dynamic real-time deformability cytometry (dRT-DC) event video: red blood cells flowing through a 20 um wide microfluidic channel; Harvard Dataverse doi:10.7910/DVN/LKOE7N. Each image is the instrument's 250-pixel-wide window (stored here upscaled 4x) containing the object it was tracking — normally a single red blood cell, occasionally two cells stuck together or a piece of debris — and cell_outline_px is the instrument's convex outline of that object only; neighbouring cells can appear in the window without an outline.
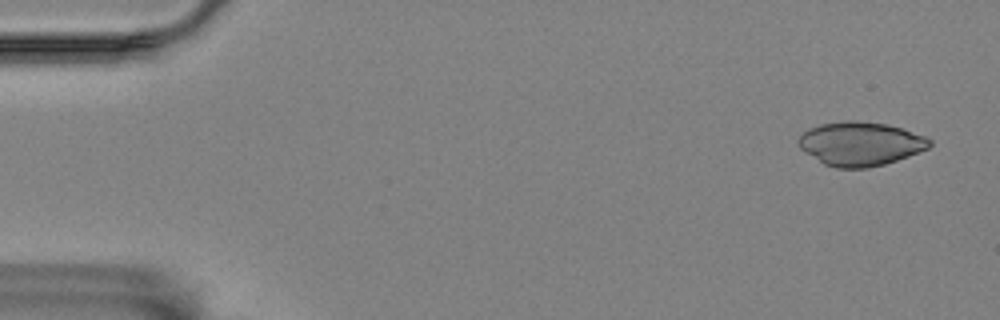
{"species": "Egyptian fruit bat (a non-hibernating species)", "species_latin": "Rousettus aegyptiacus", "temperature_condition": "room temperature", "stored_images_in_passage": 3, "camera_frame_rate_fps": 3000, "um_per_image_px": 0.085, "animal": {"sex": "female"}, "frame": {"image": 1, "passage_image": 3, "time_ms": 3.333, "image_size_px": [1000, 320], "cell_outline_px": [[932, 144], [928, 148], [908, 156], [884, 164], [868, 168], [836, 168], [824, 164], [800, 148], [796, 140], [808, 128], [820, 124], [844, 120], [856, 120], [888, 124], [924, 136], [932, 140]], "centroid_in_image_um": [73.11, 12.21], "position_along_channel_um": 11.9, "area_um2": 33.47}}